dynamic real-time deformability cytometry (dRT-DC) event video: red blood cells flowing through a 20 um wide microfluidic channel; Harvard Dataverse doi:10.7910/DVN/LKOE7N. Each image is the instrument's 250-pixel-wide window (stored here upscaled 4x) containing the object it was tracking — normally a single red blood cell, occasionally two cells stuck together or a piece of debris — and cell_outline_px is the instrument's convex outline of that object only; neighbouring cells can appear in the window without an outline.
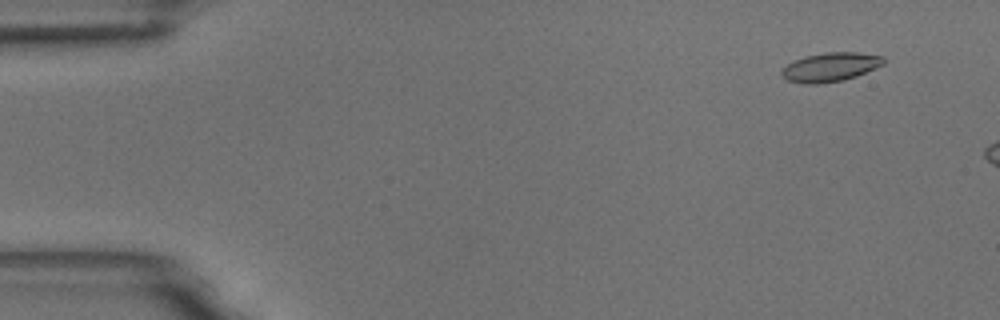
{"species": "common noctule bat (a hibernating species)", "species_latin": "Nyctalus noctula", "temperature_condition": "room temperature", "stored_images_in_passage": 11, "camera_frame_rate_fps": 3000, "um_per_image_px": 0.085, "animal": {"sex": "male", "body_mass_g": 18.8}, "frame": {"image": 1, "passage_image": 5, "time_ms": 1.333, "image_size_px": [1000, 320], "cell_outline_px": [[884, 64], [876, 68], [856, 76], [844, 80], [816, 84], [804, 84], [788, 80], [780, 76], [780, 72], [792, 60], [804, 56], [824, 52], [860, 52], [884, 56]], "centroid_in_image_um": [70.57, 5.69], "position_along_channel_um": 14.4, "area_um2": 17.4}}